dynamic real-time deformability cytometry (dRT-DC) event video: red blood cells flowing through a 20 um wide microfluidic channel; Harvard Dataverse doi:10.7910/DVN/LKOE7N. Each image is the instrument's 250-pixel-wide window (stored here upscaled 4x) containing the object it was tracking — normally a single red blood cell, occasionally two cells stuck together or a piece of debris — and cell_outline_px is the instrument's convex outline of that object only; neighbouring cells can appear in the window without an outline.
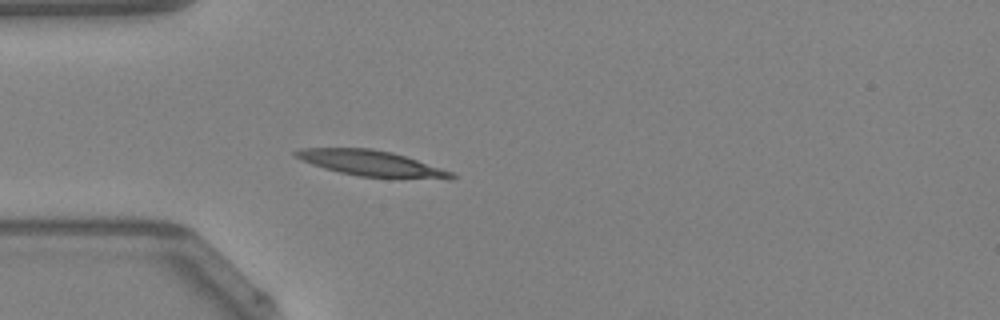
{"species": "Egyptian fruit bat (a non-hibernating species)", "species_latin": "Rousettus aegyptiacus", "temperature_condition": "warm", "stored_images_in_passage": 35, "camera_frame_rate_fps": 3000, "um_per_image_px": 0.085, "animal": {"sex": "female"}, "frame": {"image": 1, "passage_image": 1, "time_ms": 0.0, "image_size_px": [1000, 320], "cell_outline_px": [[456, 176], [452, 180], [360, 176], [340, 172], [324, 168], [312, 164], [296, 156], [292, 152], [300, 148], [372, 148], [392, 152], [452, 172]], "centroid_in_image_um": [31.59, 13.88], "position_along_channel_um": 53.4, "area_um2": 23.0}, "authors_computed_cell_mechanics": {"area_um2": 21.7328, "velocity_mm_per_s": 4.2068, "shape_relaxation_time_tau1_ms": 3.5393, "shape_relaxation_time_tau2_ms": 5.2096, "deformation_change_tau1": 0.1642, "deformation_change_tau2": 0.0698}}